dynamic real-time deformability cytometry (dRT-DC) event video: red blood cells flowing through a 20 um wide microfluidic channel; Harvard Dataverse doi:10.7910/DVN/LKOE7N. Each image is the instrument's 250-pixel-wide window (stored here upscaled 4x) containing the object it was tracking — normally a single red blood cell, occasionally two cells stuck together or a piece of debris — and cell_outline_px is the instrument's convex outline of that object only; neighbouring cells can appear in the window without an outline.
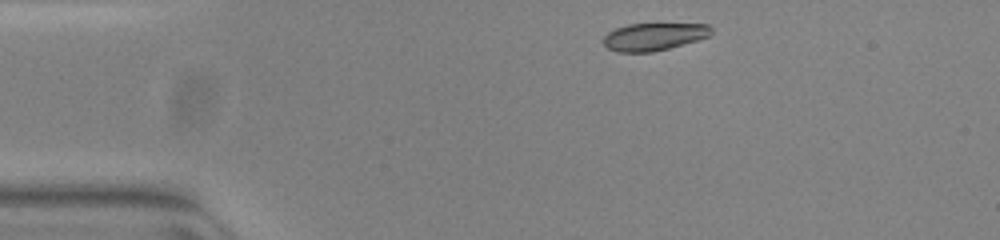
{"species": "common noctule bat (a hibernating species)", "species_latin": "Nyctalus noctula", "temperature_condition": "warm", "stored_images_in_passage": 44, "camera_frame_rate_fps": 3000, "um_per_image_px": 0.085, "animal": {"sex": "female", "body_mass_g": 23.0, "forearm_length_mm": 53.4}, "frame": {"image": 1, "passage_image": 1, "time_ms": 0.0, "image_size_px": [1000, 240], "cell_outline_px": [[712, 32], [708, 36], [696, 40], [668, 48], [652, 52], [616, 52], [608, 48], [604, 44], [604, 36], [608, 32], [616, 28], [628, 24], [708, 24], [712, 28]], "centroid_in_image_um": [55.56, 3.11], "position_along_channel_um": 29.4, "area_um2": 17.11}}
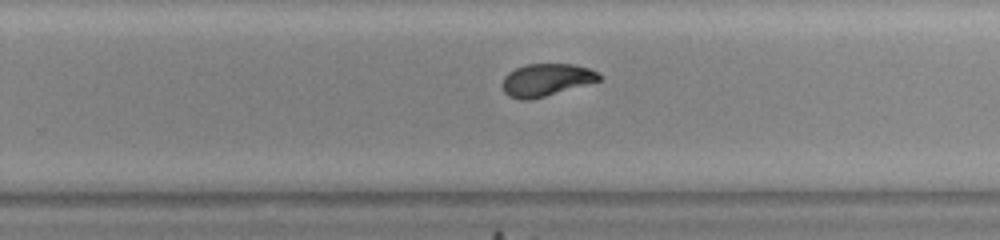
{"frame": {"image": 2, "passage_image": 25, "time_ms": 8.0, "image_size_px": [1000, 240], "cell_outline_px": [[600, 80], [544, 96], [528, 100], [520, 100], [508, 96], [504, 92], [504, 76], [508, 72], [524, 64], [572, 64], [588, 68], [596, 72], [600, 76]], "centroid_in_image_um": [46.39, 6.78], "position_along_channel_um": 283.4, "area_um2": 17.92}}
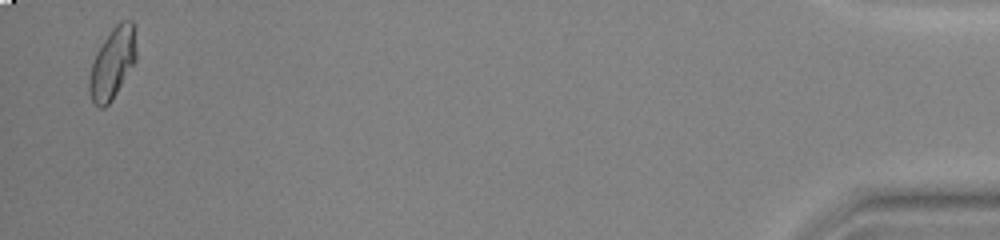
{"frame": {"image": 3, "passage_image": 43, "time_ms": 14.0, "image_size_px": [1000, 240], "cell_outline_px": [[136, 60], [112, 100], [104, 108], [100, 108], [92, 104], [88, 88], [88, 84], [92, 64], [96, 52], [112, 28], [120, 20], [132, 20], [136, 52]], "centroid_in_image_um": [9.54, 5.41], "position_along_channel_um": 425.7, "area_um2": 19.31}, "authors_computed_cell_mechanics": {"area_um2": 18.785, "velocity_mm_per_s": 3.8906, "shape_relaxation_time_tau1_ms": 7.4804, "shape_relaxation_time_tau2_ms": 1.1657, "deformation_change_tau1": 0.2568, "deformation_change_tau2": 0.0587}}